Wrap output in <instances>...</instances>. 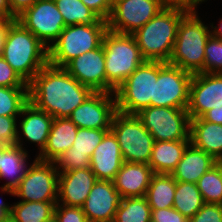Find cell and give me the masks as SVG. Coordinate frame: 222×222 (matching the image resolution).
Masks as SVG:
<instances>
[{
  "mask_svg": "<svg viewBox=\"0 0 222 222\" xmlns=\"http://www.w3.org/2000/svg\"><path fill=\"white\" fill-rule=\"evenodd\" d=\"M29 85V102L53 118L69 117L93 91L71 76L64 67L47 63Z\"/></svg>",
  "mask_w": 222,
  "mask_h": 222,
  "instance_id": "obj_1",
  "label": "cell"
},
{
  "mask_svg": "<svg viewBox=\"0 0 222 222\" xmlns=\"http://www.w3.org/2000/svg\"><path fill=\"white\" fill-rule=\"evenodd\" d=\"M1 56L29 84L48 63V48L19 21L13 20Z\"/></svg>",
  "mask_w": 222,
  "mask_h": 222,
  "instance_id": "obj_2",
  "label": "cell"
},
{
  "mask_svg": "<svg viewBox=\"0 0 222 222\" xmlns=\"http://www.w3.org/2000/svg\"><path fill=\"white\" fill-rule=\"evenodd\" d=\"M185 14L180 10L162 9L132 34L145 60L169 62L178 24Z\"/></svg>",
  "mask_w": 222,
  "mask_h": 222,
  "instance_id": "obj_3",
  "label": "cell"
},
{
  "mask_svg": "<svg viewBox=\"0 0 222 222\" xmlns=\"http://www.w3.org/2000/svg\"><path fill=\"white\" fill-rule=\"evenodd\" d=\"M197 13H186L180 20L168 62L192 74L204 73L205 45L211 35Z\"/></svg>",
  "mask_w": 222,
  "mask_h": 222,
  "instance_id": "obj_4",
  "label": "cell"
},
{
  "mask_svg": "<svg viewBox=\"0 0 222 222\" xmlns=\"http://www.w3.org/2000/svg\"><path fill=\"white\" fill-rule=\"evenodd\" d=\"M105 53L106 92L115 89L135 71L145 59L132 34L105 32L102 41Z\"/></svg>",
  "mask_w": 222,
  "mask_h": 222,
  "instance_id": "obj_5",
  "label": "cell"
},
{
  "mask_svg": "<svg viewBox=\"0 0 222 222\" xmlns=\"http://www.w3.org/2000/svg\"><path fill=\"white\" fill-rule=\"evenodd\" d=\"M108 30L107 21L66 26L48 49V63L65 67L74 58L98 48Z\"/></svg>",
  "mask_w": 222,
  "mask_h": 222,
  "instance_id": "obj_6",
  "label": "cell"
},
{
  "mask_svg": "<svg viewBox=\"0 0 222 222\" xmlns=\"http://www.w3.org/2000/svg\"><path fill=\"white\" fill-rule=\"evenodd\" d=\"M159 61L145 60L115 89L116 110L138 114L153 106L154 78H158Z\"/></svg>",
  "mask_w": 222,
  "mask_h": 222,
  "instance_id": "obj_7",
  "label": "cell"
},
{
  "mask_svg": "<svg viewBox=\"0 0 222 222\" xmlns=\"http://www.w3.org/2000/svg\"><path fill=\"white\" fill-rule=\"evenodd\" d=\"M110 130L117 138L124 162L149 163L155 140L137 115L116 111Z\"/></svg>",
  "mask_w": 222,
  "mask_h": 222,
  "instance_id": "obj_8",
  "label": "cell"
},
{
  "mask_svg": "<svg viewBox=\"0 0 222 222\" xmlns=\"http://www.w3.org/2000/svg\"><path fill=\"white\" fill-rule=\"evenodd\" d=\"M136 115L155 141L190 140L187 109L149 106Z\"/></svg>",
  "mask_w": 222,
  "mask_h": 222,
  "instance_id": "obj_9",
  "label": "cell"
},
{
  "mask_svg": "<svg viewBox=\"0 0 222 222\" xmlns=\"http://www.w3.org/2000/svg\"><path fill=\"white\" fill-rule=\"evenodd\" d=\"M59 171L55 162L42 161L35 157L25 176L13 189L14 196L22 201L54 202L58 201Z\"/></svg>",
  "mask_w": 222,
  "mask_h": 222,
  "instance_id": "obj_10",
  "label": "cell"
},
{
  "mask_svg": "<svg viewBox=\"0 0 222 222\" xmlns=\"http://www.w3.org/2000/svg\"><path fill=\"white\" fill-rule=\"evenodd\" d=\"M193 74L168 62L159 61L154 78L153 106L187 109Z\"/></svg>",
  "mask_w": 222,
  "mask_h": 222,
  "instance_id": "obj_11",
  "label": "cell"
},
{
  "mask_svg": "<svg viewBox=\"0 0 222 222\" xmlns=\"http://www.w3.org/2000/svg\"><path fill=\"white\" fill-rule=\"evenodd\" d=\"M48 49L66 27L54 0H37L16 19Z\"/></svg>",
  "mask_w": 222,
  "mask_h": 222,
  "instance_id": "obj_12",
  "label": "cell"
},
{
  "mask_svg": "<svg viewBox=\"0 0 222 222\" xmlns=\"http://www.w3.org/2000/svg\"><path fill=\"white\" fill-rule=\"evenodd\" d=\"M162 9L159 0H113L112 11L107 20L108 29L133 34Z\"/></svg>",
  "mask_w": 222,
  "mask_h": 222,
  "instance_id": "obj_13",
  "label": "cell"
},
{
  "mask_svg": "<svg viewBox=\"0 0 222 222\" xmlns=\"http://www.w3.org/2000/svg\"><path fill=\"white\" fill-rule=\"evenodd\" d=\"M116 111L114 93L93 92L68 118L78 128L110 129Z\"/></svg>",
  "mask_w": 222,
  "mask_h": 222,
  "instance_id": "obj_14",
  "label": "cell"
},
{
  "mask_svg": "<svg viewBox=\"0 0 222 222\" xmlns=\"http://www.w3.org/2000/svg\"><path fill=\"white\" fill-rule=\"evenodd\" d=\"M222 105V73H195L190 83V118H200L207 111Z\"/></svg>",
  "mask_w": 222,
  "mask_h": 222,
  "instance_id": "obj_15",
  "label": "cell"
},
{
  "mask_svg": "<svg viewBox=\"0 0 222 222\" xmlns=\"http://www.w3.org/2000/svg\"><path fill=\"white\" fill-rule=\"evenodd\" d=\"M64 68L93 92H106L105 53L102 44L74 58Z\"/></svg>",
  "mask_w": 222,
  "mask_h": 222,
  "instance_id": "obj_16",
  "label": "cell"
},
{
  "mask_svg": "<svg viewBox=\"0 0 222 222\" xmlns=\"http://www.w3.org/2000/svg\"><path fill=\"white\" fill-rule=\"evenodd\" d=\"M109 130L78 128L72 146L55 162L58 171L68 172L90 167V158L94 150Z\"/></svg>",
  "mask_w": 222,
  "mask_h": 222,
  "instance_id": "obj_17",
  "label": "cell"
},
{
  "mask_svg": "<svg viewBox=\"0 0 222 222\" xmlns=\"http://www.w3.org/2000/svg\"><path fill=\"white\" fill-rule=\"evenodd\" d=\"M121 199L113 181L97 180L82 210L89 222H113Z\"/></svg>",
  "mask_w": 222,
  "mask_h": 222,
  "instance_id": "obj_18",
  "label": "cell"
},
{
  "mask_svg": "<svg viewBox=\"0 0 222 222\" xmlns=\"http://www.w3.org/2000/svg\"><path fill=\"white\" fill-rule=\"evenodd\" d=\"M19 117L22 119L17 122L19 125H17L16 145L26 150V147H23L24 137L26 141L36 143L40 154L46 146L54 118L36 108L31 102L22 108Z\"/></svg>",
  "mask_w": 222,
  "mask_h": 222,
  "instance_id": "obj_19",
  "label": "cell"
},
{
  "mask_svg": "<svg viewBox=\"0 0 222 222\" xmlns=\"http://www.w3.org/2000/svg\"><path fill=\"white\" fill-rule=\"evenodd\" d=\"M96 181L90 167L59 172L57 203L82 207Z\"/></svg>",
  "mask_w": 222,
  "mask_h": 222,
  "instance_id": "obj_20",
  "label": "cell"
},
{
  "mask_svg": "<svg viewBox=\"0 0 222 222\" xmlns=\"http://www.w3.org/2000/svg\"><path fill=\"white\" fill-rule=\"evenodd\" d=\"M124 162L114 133L109 130L90 158V168L97 180L113 181Z\"/></svg>",
  "mask_w": 222,
  "mask_h": 222,
  "instance_id": "obj_21",
  "label": "cell"
},
{
  "mask_svg": "<svg viewBox=\"0 0 222 222\" xmlns=\"http://www.w3.org/2000/svg\"><path fill=\"white\" fill-rule=\"evenodd\" d=\"M153 175L154 172L148 164L123 162L113 183L121 198L143 197Z\"/></svg>",
  "mask_w": 222,
  "mask_h": 222,
  "instance_id": "obj_22",
  "label": "cell"
},
{
  "mask_svg": "<svg viewBox=\"0 0 222 222\" xmlns=\"http://www.w3.org/2000/svg\"><path fill=\"white\" fill-rule=\"evenodd\" d=\"M217 163L218 161L213 156L190 142L170 175L176 181L197 183L201 176Z\"/></svg>",
  "mask_w": 222,
  "mask_h": 222,
  "instance_id": "obj_23",
  "label": "cell"
},
{
  "mask_svg": "<svg viewBox=\"0 0 222 222\" xmlns=\"http://www.w3.org/2000/svg\"><path fill=\"white\" fill-rule=\"evenodd\" d=\"M77 130L78 127L69 118H54L46 146L36 158L56 162L72 146Z\"/></svg>",
  "mask_w": 222,
  "mask_h": 222,
  "instance_id": "obj_24",
  "label": "cell"
},
{
  "mask_svg": "<svg viewBox=\"0 0 222 222\" xmlns=\"http://www.w3.org/2000/svg\"><path fill=\"white\" fill-rule=\"evenodd\" d=\"M28 151L17 145H9L0 154V179L10 178L8 182L1 186V192L14 196L13 189L25 176L28 169Z\"/></svg>",
  "mask_w": 222,
  "mask_h": 222,
  "instance_id": "obj_25",
  "label": "cell"
},
{
  "mask_svg": "<svg viewBox=\"0 0 222 222\" xmlns=\"http://www.w3.org/2000/svg\"><path fill=\"white\" fill-rule=\"evenodd\" d=\"M190 142L219 162L222 159V124L202 117L190 118Z\"/></svg>",
  "mask_w": 222,
  "mask_h": 222,
  "instance_id": "obj_26",
  "label": "cell"
},
{
  "mask_svg": "<svg viewBox=\"0 0 222 222\" xmlns=\"http://www.w3.org/2000/svg\"><path fill=\"white\" fill-rule=\"evenodd\" d=\"M190 140L155 141L148 165L154 174H171Z\"/></svg>",
  "mask_w": 222,
  "mask_h": 222,
  "instance_id": "obj_27",
  "label": "cell"
},
{
  "mask_svg": "<svg viewBox=\"0 0 222 222\" xmlns=\"http://www.w3.org/2000/svg\"><path fill=\"white\" fill-rule=\"evenodd\" d=\"M176 180L170 174H154L145 198L151 209L173 208Z\"/></svg>",
  "mask_w": 222,
  "mask_h": 222,
  "instance_id": "obj_28",
  "label": "cell"
},
{
  "mask_svg": "<svg viewBox=\"0 0 222 222\" xmlns=\"http://www.w3.org/2000/svg\"><path fill=\"white\" fill-rule=\"evenodd\" d=\"M205 204L196 183L176 181L173 208L188 220Z\"/></svg>",
  "mask_w": 222,
  "mask_h": 222,
  "instance_id": "obj_29",
  "label": "cell"
},
{
  "mask_svg": "<svg viewBox=\"0 0 222 222\" xmlns=\"http://www.w3.org/2000/svg\"><path fill=\"white\" fill-rule=\"evenodd\" d=\"M54 202L19 201L12 205L11 217L16 222H45L54 217Z\"/></svg>",
  "mask_w": 222,
  "mask_h": 222,
  "instance_id": "obj_30",
  "label": "cell"
},
{
  "mask_svg": "<svg viewBox=\"0 0 222 222\" xmlns=\"http://www.w3.org/2000/svg\"><path fill=\"white\" fill-rule=\"evenodd\" d=\"M152 210L145 198H122L113 222H151Z\"/></svg>",
  "mask_w": 222,
  "mask_h": 222,
  "instance_id": "obj_31",
  "label": "cell"
},
{
  "mask_svg": "<svg viewBox=\"0 0 222 222\" xmlns=\"http://www.w3.org/2000/svg\"><path fill=\"white\" fill-rule=\"evenodd\" d=\"M54 2L63 16L65 26L92 24L101 19L81 0H54Z\"/></svg>",
  "mask_w": 222,
  "mask_h": 222,
  "instance_id": "obj_32",
  "label": "cell"
},
{
  "mask_svg": "<svg viewBox=\"0 0 222 222\" xmlns=\"http://www.w3.org/2000/svg\"><path fill=\"white\" fill-rule=\"evenodd\" d=\"M205 203L222 204V165L218 162L196 183Z\"/></svg>",
  "mask_w": 222,
  "mask_h": 222,
  "instance_id": "obj_33",
  "label": "cell"
},
{
  "mask_svg": "<svg viewBox=\"0 0 222 222\" xmlns=\"http://www.w3.org/2000/svg\"><path fill=\"white\" fill-rule=\"evenodd\" d=\"M29 102V87H0V116H20Z\"/></svg>",
  "mask_w": 222,
  "mask_h": 222,
  "instance_id": "obj_34",
  "label": "cell"
},
{
  "mask_svg": "<svg viewBox=\"0 0 222 222\" xmlns=\"http://www.w3.org/2000/svg\"><path fill=\"white\" fill-rule=\"evenodd\" d=\"M204 73H222V40L212 35L205 45Z\"/></svg>",
  "mask_w": 222,
  "mask_h": 222,
  "instance_id": "obj_35",
  "label": "cell"
},
{
  "mask_svg": "<svg viewBox=\"0 0 222 222\" xmlns=\"http://www.w3.org/2000/svg\"><path fill=\"white\" fill-rule=\"evenodd\" d=\"M56 222H89L82 207L66 206L57 203L54 209Z\"/></svg>",
  "mask_w": 222,
  "mask_h": 222,
  "instance_id": "obj_36",
  "label": "cell"
},
{
  "mask_svg": "<svg viewBox=\"0 0 222 222\" xmlns=\"http://www.w3.org/2000/svg\"><path fill=\"white\" fill-rule=\"evenodd\" d=\"M0 87H29L2 56H0Z\"/></svg>",
  "mask_w": 222,
  "mask_h": 222,
  "instance_id": "obj_37",
  "label": "cell"
},
{
  "mask_svg": "<svg viewBox=\"0 0 222 222\" xmlns=\"http://www.w3.org/2000/svg\"><path fill=\"white\" fill-rule=\"evenodd\" d=\"M17 118L19 116H0V141L16 145Z\"/></svg>",
  "mask_w": 222,
  "mask_h": 222,
  "instance_id": "obj_38",
  "label": "cell"
},
{
  "mask_svg": "<svg viewBox=\"0 0 222 222\" xmlns=\"http://www.w3.org/2000/svg\"><path fill=\"white\" fill-rule=\"evenodd\" d=\"M189 222H222V204L205 203Z\"/></svg>",
  "mask_w": 222,
  "mask_h": 222,
  "instance_id": "obj_39",
  "label": "cell"
},
{
  "mask_svg": "<svg viewBox=\"0 0 222 222\" xmlns=\"http://www.w3.org/2000/svg\"><path fill=\"white\" fill-rule=\"evenodd\" d=\"M151 210V222H189L185 216L174 208Z\"/></svg>",
  "mask_w": 222,
  "mask_h": 222,
  "instance_id": "obj_40",
  "label": "cell"
},
{
  "mask_svg": "<svg viewBox=\"0 0 222 222\" xmlns=\"http://www.w3.org/2000/svg\"><path fill=\"white\" fill-rule=\"evenodd\" d=\"M89 9L95 12L101 19L108 20L113 0H81Z\"/></svg>",
  "mask_w": 222,
  "mask_h": 222,
  "instance_id": "obj_41",
  "label": "cell"
},
{
  "mask_svg": "<svg viewBox=\"0 0 222 222\" xmlns=\"http://www.w3.org/2000/svg\"><path fill=\"white\" fill-rule=\"evenodd\" d=\"M163 9H175L185 13H196V0H159Z\"/></svg>",
  "mask_w": 222,
  "mask_h": 222,
  "instance_id": "obj_42",
  "label": "cell"
},
{
  "mask_svg": "<svg viewBox=\"0 0 222 222\" xmlns=\"http://www.w3.org/2000/svg\"><path fill=\"white\" fill-rule=\"evenodd\" d=\"M37 0H9L11 13L17 18L26 9L30 8Z\"/></svg>",
  "mask_w": 222,
  "mask_h": 222,
  "instance_id": "obj_43",
  "label": "cell"
},
{
  "mask_svg": "<svg viewBox=\"0 0 222 222\" xmlns=\"http://www.w3.org/2000/svg\"><path fill=\"white\" fill-rule=\"evenodd\" d=\"M202 118L212 123L222 124V105H218L207 111Z\"/></svg>",
  "mask_w": 222,
  "mask_h": 222,
  "instance_id": "obj_44",
  "label": "cell"
},
{
  "mask_svg": "<svg viewBox=\"0 0 222 222\" xmlns=\"http://www.w3.org/2000/svg\"><path fill=\"white\" fill-rule=\"evenodd\" d=\"M0 19L16 20L17 18L11 13L9 0H0Z\"/></svg>",
  "mask_w": 222,
  "mask_h": 222,
  "instance_id": "obj_45",
  "label": "cell"
},
{
  "mask_svg": "<svg viewBox=\"0 0 222 222\" xmlns=\"http://www.w3.org/2000/svg\"><path fill=\"white\" fill-rule=\"evenodd\" d=\"M12 21L13 20L0 19V56L2 54L4 45H5V41H6V37H7V34H8V29H9V24Z\"/></svg>",
  "mask_w": 222,
  "mask_h": 222,
  "instance_id": "obj_46",
  "label": "cell"
},
{
  "mask_svg": "<svg viewBox=\"0 0 222 222\" xmlns=\"http://www.w3.org/2000/svg\"><path fill=\"white\" fill-rule=\"evenodd\" d=\"M12 212V205L4 203L3 200H0V222L6 220Z\"/></svg>",
  "mask_w": 222,
  "mask_h": 222,
  "instance_id": "obj_47",
  "label": "cell"
},
{
  "mask_svg": "<svg viewBox=\"0 0 222 222\" xmlns=\"http://www.w3.org/2000/svg\"><path fill=\"white\" fill-rule=\"evenodd\" d=\"M210 29L212 36L218 38L219 40H222V19L220 20L218 27L214 26V24L212 23L210 25Z\"/></svg>",
  "mask_w": 222,
  "mask_h": 222,
  "instance_id": "obj_48",
  "label": "cell"
},
{
  "mask_svg": "<svg viewBox=\"0 0 222 222\" xmlns=\"http://www.w3.org/2000/svg\"><path fill=\"white\" fill-rule=\"evenodd\" d=\"M8 146L9 145L7 143L0 141V154H2Z\"/></svg>",
  "mask_w": 222,
  "mask_h": 222,
  "instance_id": "obj_49",
  "label": "cell"
},
{
  "mask_svg": "<svg viewBox=\"0 0 222 222\" xmlns=\"http://www.w3.org/2000/svg\"><path fill=\"white\" fill-rule=\"evenodd\" d=\"M1 222H16L11 216H9L6 220Z\"/></svg>",
  "mask_w": 222,
  "mask_h": 222,
  "instance_id": "obj_50",
  "label": "cell"
},
{
  "mask_svg": "<svg viewBox=\"0 0 222 222\" xmlns=\"http://www.w3.org/2000/svg\"><path fill=\"white\" fill-rule=\"evenodd\" d=\"M205 1H207V0H196V3L199 5V4H201V3L205 2Z\"/></svg>",
  "mask_w": 222,
  "mask_h": 222,
  "instance_id": "obj_51",
  "label": "cell"
},
{
  "mask_svg": "<svg viewBox=\"0 0 222 222\" xmlns=\"http://www.w3.org/2000/svg\"><path fill=\"white\" fill-rule=\"evenodd\" d=\"M45 222H56V219L54 217H52L51 219H49L48 221Z\"/></svg>",
  "mask_w": 222,
  "mask_h": 222,
  "instance_id": "obj_52",
  "label": "cell"
}]
</instances>
